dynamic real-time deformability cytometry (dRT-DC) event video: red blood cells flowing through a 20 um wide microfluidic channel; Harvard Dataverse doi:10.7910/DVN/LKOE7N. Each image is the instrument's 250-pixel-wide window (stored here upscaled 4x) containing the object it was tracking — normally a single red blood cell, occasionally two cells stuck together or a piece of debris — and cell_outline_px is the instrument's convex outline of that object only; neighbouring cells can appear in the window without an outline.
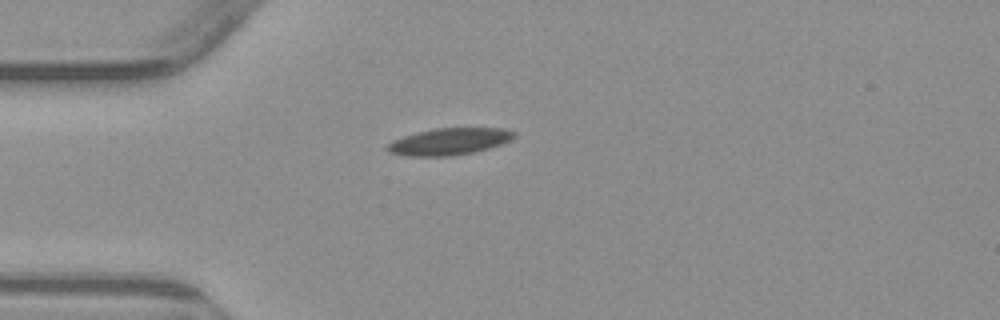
{"species": "common noctule bat (a hibernating species)", "species_latin": "Nyctalus noctula", "temperature_condition": "warm", "stored_images_in_passage": 4, "camera_frame_rate_fps": 3000, "um_per_image_px": 0.085, "animal": {"sex": "male", "body_mass_g": 23.1, "forearm_length_mm": 52.7}, "frame": {"image": 1, "passage_image": 4, "time_ms": 3.667, "image_size_px": [1000, 320], "cell_outline_px": [[516, 136], [512, 140], [488, 148], [472, 152], [452, 156], [408, 156], [388, 152], [384, 148], [392, 140], [416, 132], [436, 128], [504, 128], [516, 132]], "centroid_in_image_um": [38.18, 12.02], "position_along_channel_um": 46.8, "area_um2": 19.88}}